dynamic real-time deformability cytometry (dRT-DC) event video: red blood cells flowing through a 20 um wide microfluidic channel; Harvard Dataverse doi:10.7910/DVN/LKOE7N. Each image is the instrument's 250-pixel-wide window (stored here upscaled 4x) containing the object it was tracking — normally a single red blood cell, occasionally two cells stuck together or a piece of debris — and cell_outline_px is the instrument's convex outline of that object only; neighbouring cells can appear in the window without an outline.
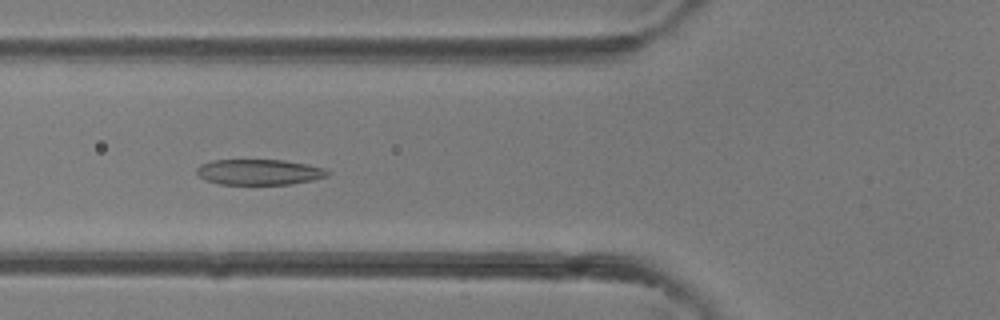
{"species": "common noctule bat (a hibernating species)", "species_latin": "Nyctalus noctula", "temperature_condition": "room temperature", "stored_images_in_passage": 41, "camera_frame_rate_fps": 3000, "um_per_image_px": 0.085, "animal": {"sex": "female"}, "frame": {"image": 1, "passage_image": 15, "time_ms": 4.667, "image_size_px": [1000, 320], "cell_outline_px": [[332, 172], [328, 176], [312, 180], [288, 184], [220, 184], [204, 180], [196, 172], [196, 168], [200, 164], [212, 160], [284, 160], [324, 168]], "centroid_in_image_um": [22.01, 14.62], "position_along_channel_um": 103.8, "area_um2": 19.48}}
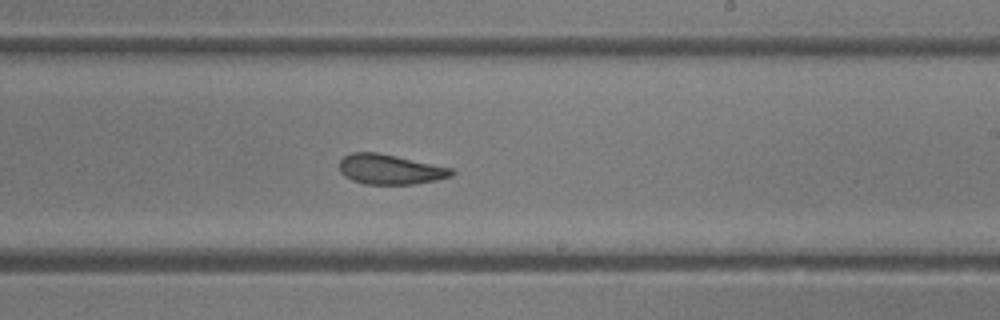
{"frame": {"image": 2, "passage_image": 24, "time_ms": 7.667, "image_size_px": [1000, 320], "cell_outline_px": [[456, 172], [452, 176], [436, 180], [412, 184], [364, 184], [352, 180], [344, 176], [340, 172], [340, 160], [344, 156], [352, 152], [376, 152], [396, 156], [452, 168]], "centroid_in_image_um": [33.15, 14.4], "position_along_channel_um": 255.9, "area_um2": 19.54}}
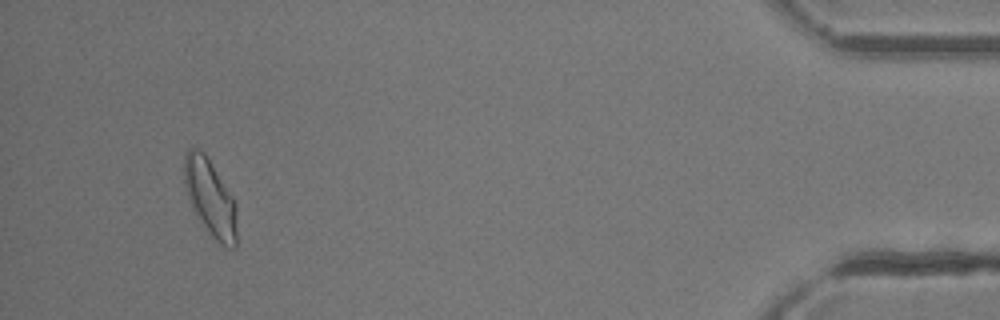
{"frame": {"image": 3, "passage_image": 38, "time_ms": 12.333, "image_size_px": [1000, 320], "cell_outline_px": [[236, 248], [228, 248], [220, 244], [212, 236], [196, 212], [188, 196], [184, 184], [184, 152], [188, 148], [200, 148], [204, 152], [232, 196], [236, 204]], "centroid_in_image_um": [17.87, 16.77], "position_along_channel_um": 417.3, "area_um2": 23.12}}